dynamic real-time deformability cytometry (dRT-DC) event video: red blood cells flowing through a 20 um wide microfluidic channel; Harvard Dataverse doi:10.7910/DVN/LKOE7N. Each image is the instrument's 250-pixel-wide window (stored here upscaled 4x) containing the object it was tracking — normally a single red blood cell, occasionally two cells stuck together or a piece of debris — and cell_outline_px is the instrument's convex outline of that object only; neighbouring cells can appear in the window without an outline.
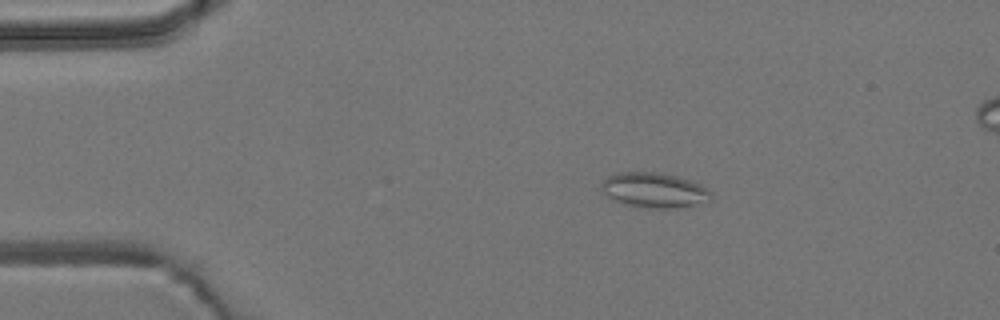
{"species": "common noctule bat (a hibernating species)", "species_latin": "Nyctalus noctula", "temperature_condition": "room temperature", "stored_images_in_passage": 46, "segment_of_instrument_passage": [1, 2], "camera_frame_rate_fps": 3000, "um_per_image_px": 0.085, "animal": {"sex": "male", "body_mass_g": 19.2, "forearm_length_mm": 51.8}, "frame": {"image": 1, "passage_image": 1, "time_ms": 0.0, "image_size_px": [1000, 320], "cell_outline_px": [[716, 200], [708, 204], [676, 208], [656, 208], [628, 204], [612, 200], [600, 188], [600, 184], [608, 176], [616, 172], [652, 172], [676, 176], [692, 180], [708, 188], [712, 192]], "centroid_in_image_um": [55.73, 16.17], "position_along_channel_um": 29.3, "area_um2": 22.83}}
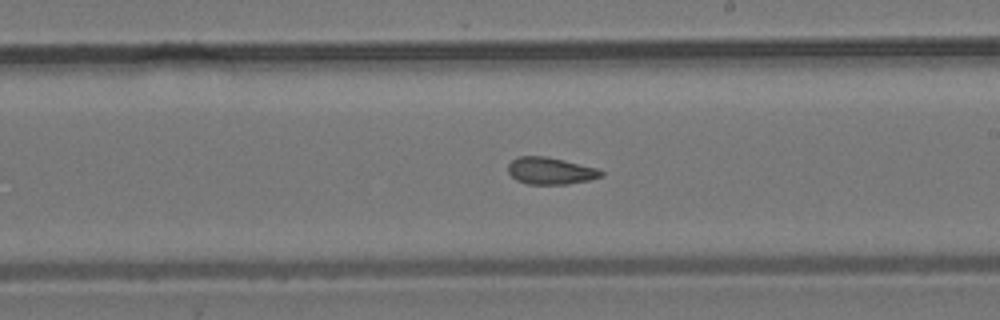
{"frame": {"image": 2, "passage_image": 22, "time_ms": 7.0, "image_size_px": [1000, 320], "cell_outline_px": [[604, 176], [588, 180], [568, 184], [528, 184], [516, 180], [508, 172], [508, 164], [512, 160], [520, 156], [544, 156], [564, 160], [596, 168], [604, 172]], "centroid_in_image_um": [46.78, 14.52], "position_along_channel_um": 242.2, "area_um2": 14.57}}
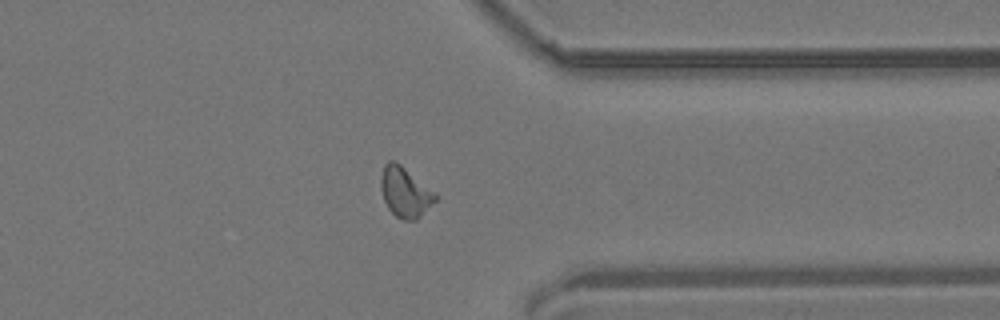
{"frame": {"image": 3, "passage_image": 33, "time_ms": 10.667, "image_size_px": [1000, 320], "cell_outline_px": [[436, 200], [416, 220], [404, 220], [396, 216], [388, 208], [384, 200], [380, 188], [380, 180], [384, 164], [388, 160], [392, 160], [400, 164], [436, 192]], "centroid_in_image_um": [34.42, 16.32], "position_along_channel_um": 377.0, "area_um2": 15.84}}